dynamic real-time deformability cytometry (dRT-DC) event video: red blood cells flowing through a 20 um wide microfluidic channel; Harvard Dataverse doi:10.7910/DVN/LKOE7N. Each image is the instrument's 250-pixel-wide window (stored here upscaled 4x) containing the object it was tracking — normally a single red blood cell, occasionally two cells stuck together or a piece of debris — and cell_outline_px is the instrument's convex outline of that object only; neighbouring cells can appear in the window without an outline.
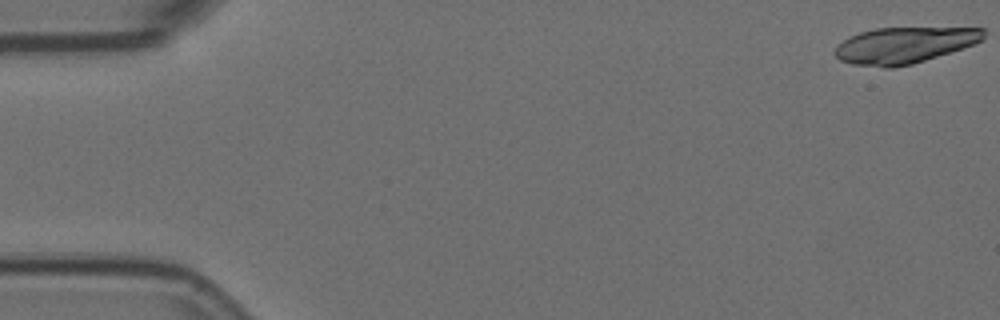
{"species": "Egyptian fruit bat (a non-hibernating species)", "species_latin": "Rousettus aegyptiacus", "temperature_condition": "room temperature", "stored_images_in_passage": 4, "camera_frame_rate_fps": 3000, "um_per_image_px": 0.085, "animal": {"sex": "female"}, "frame": {"image": 1, "passage_image": 1, "time_ms": 0.0, "image_size_px": [1000, 320], "cell_outline_px": [[984, 40], [912, 64], [892, 68], [884, 68], [852, 64], [840, 60], [832, 52], [844, 40], [860, 32], [876, 28], [984, 28]], "centroid_in_image_um": [76.82, 3.85], "position_along_channel_um": 8.2, "area_um2": 30.92}}